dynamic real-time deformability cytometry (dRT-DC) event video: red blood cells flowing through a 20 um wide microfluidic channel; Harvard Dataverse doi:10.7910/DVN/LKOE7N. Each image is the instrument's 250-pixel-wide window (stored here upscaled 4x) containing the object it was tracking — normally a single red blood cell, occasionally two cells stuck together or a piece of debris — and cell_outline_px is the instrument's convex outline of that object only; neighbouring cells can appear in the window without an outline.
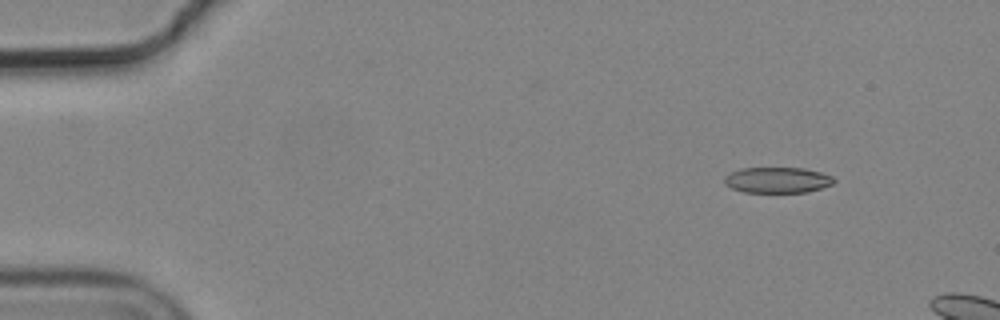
{"species": "common noctule bat (a hibernating species)", "species_latin": "Nyctalus noctula", "temperature_condition": "cold", "stored_images_in_passage": 4, "camera_frame_rate_fps": 3000, "um_per_image_px": 0.085, "animal": {"sex": "male", "body_mass_g": 19.2, "forearm_length_mm": 51.8}, "frame": {"image": 1, "passage_image": 1, "time_ms": 0.0, "image_size_px": [1000, 320], "cell_outline_px": [[836, 180], [832, 184], [808, 192], [744, 192], [732, 188], [724, 184], [724, 176], [740, 168], [804, 168], [820, 172], [832, 176]], "centroid_in_image_um": [66.07, 15.3], "position_along_channel_um": 18.9, "area_um2": 16.42}}